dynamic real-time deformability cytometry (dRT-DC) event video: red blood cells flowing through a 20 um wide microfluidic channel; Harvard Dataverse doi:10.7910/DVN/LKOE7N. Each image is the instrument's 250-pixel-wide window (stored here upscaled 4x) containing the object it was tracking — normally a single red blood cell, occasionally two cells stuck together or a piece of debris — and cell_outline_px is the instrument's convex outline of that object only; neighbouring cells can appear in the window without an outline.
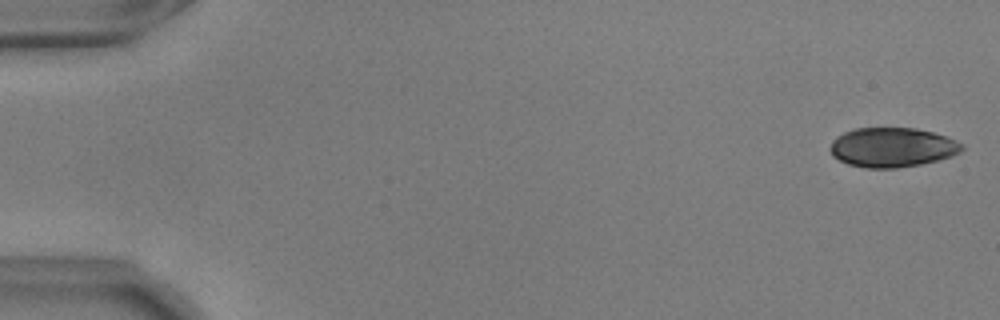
{"species": "common noctule bat (a hibernating species)", "species_latin": "Nyctalus noctula", "temperature_condition": "warm", "stored_images_in_passage": 55, "camera_frame_rate_fps": 3000, "um_per_image_px": 0.085, "animal": {"sex": "male", "body_mass_g": 17.9, "forearm_length_mm": 54.2}, "frame": {"image": 1, "passage_image": 1, "time_ms": 0.0, "image_size_px": [1000, 320], "cell_outline_px": [[964, 148], [960, 152], [952, 156], [940, 160], [920, 164], [896, 168], [868, 168], [848, 164], [832, 156], [828, 148], [832, 140], [836, 136], [844, 132], [856, 128], [916, 128], [932, 132], [944, 136], [964, 144]], "centroid_in_image_um": [75.82, 12.52], "position_along_channel_um": 9.2, "area_um2": 30.46}}
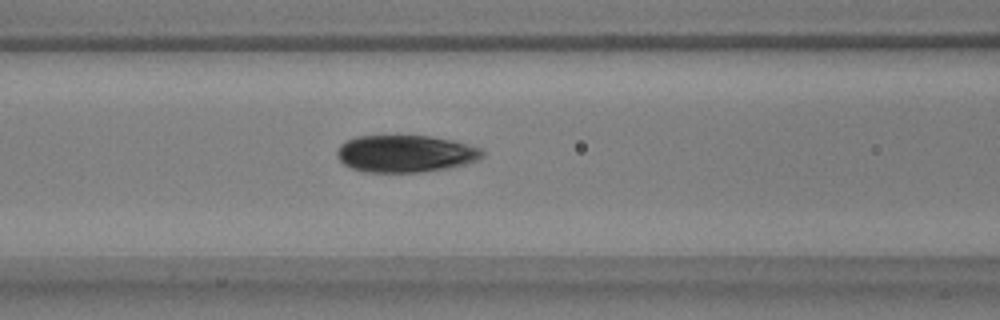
{"frame": {"image": 2, "passage_image": 23, "time_ms": 7.333, "image_size_px": [1000, 320], "cell_outline_px": [[484, 156], [476, 160], [464, 164], [448, 168], [420, 172], [364, 172], [352, 168], [344, 164], [336, 156], [336, 152], [340, 144], [356, 136], [432, 136], [452, 140], [480, 148], [484, 152]], "centroid_in_image_um": [34.44, 13.06], "position_along_channel_um": 132.2, "area_um2": 31.39}}
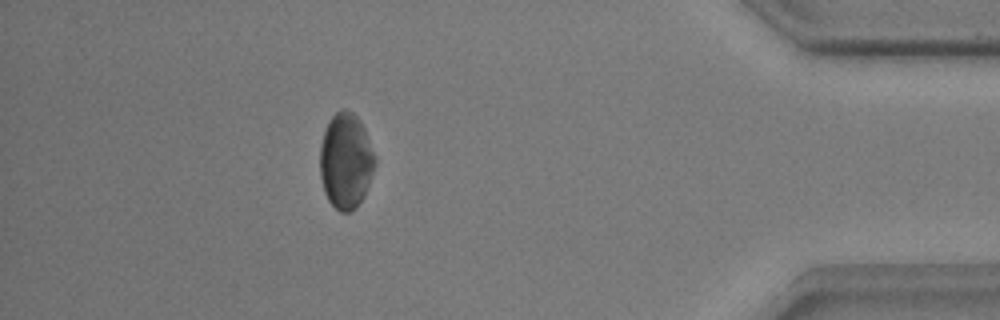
{"frame": {"image": 3, "passage_image": 49, "time_ms": 16.0, "image_size_px": [1000, 320], "cell_outline_px": [[376, 164], [364, 196], [356, 208], [352, 212], [340, 212], [328, 200], [324, 192], [320, 176], [320, 144], [324, 132], [332, 116], [340, 108], [344, 108], [352, 112], [360, 120], [364, 128], [376, 156]], "centroid_in_image_um": [29.4, 13.68], "position_along_channel_um": 405.8, "area_um2": 30.87}}